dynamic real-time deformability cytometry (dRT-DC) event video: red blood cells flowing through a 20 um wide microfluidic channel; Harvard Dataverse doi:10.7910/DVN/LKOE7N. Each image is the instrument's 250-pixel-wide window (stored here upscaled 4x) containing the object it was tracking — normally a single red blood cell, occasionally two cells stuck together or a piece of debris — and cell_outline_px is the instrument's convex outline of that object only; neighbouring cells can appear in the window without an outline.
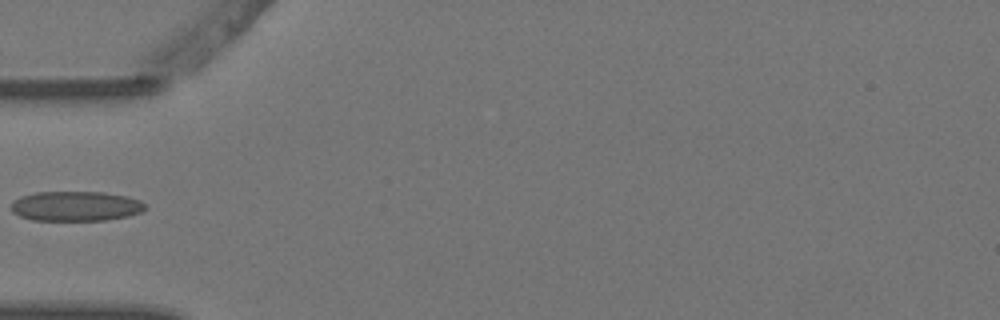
{"species": "Egyptian fruit bat (a non-hibernating species)", "species_latin": "Rousettus aegyptiacus", "temperature_condition": "warm", "stored_images_in_passage": 1, "camera_frame_rate_fps": 3000, "um_per_image_px": 0.085, "animal": {"sex": "female"}, "frame": {"image": 1, "passage_image": 1, "time_ms": 0.0, "image_size_px": [1000, 320], "cell_outline_px": [[148, 208], [140, 212], [128, 216], [104, 220], [32, 220], [20, 216], [12, 212], [12, 200], [20, 196], [36, 192], [104, 192], [124, 196], [140, 200], [148, 204]], "centroid_in_image_um": [6.45, 17.52], "position_along_channel_um": 78.6, "area_um2": 23.41}}